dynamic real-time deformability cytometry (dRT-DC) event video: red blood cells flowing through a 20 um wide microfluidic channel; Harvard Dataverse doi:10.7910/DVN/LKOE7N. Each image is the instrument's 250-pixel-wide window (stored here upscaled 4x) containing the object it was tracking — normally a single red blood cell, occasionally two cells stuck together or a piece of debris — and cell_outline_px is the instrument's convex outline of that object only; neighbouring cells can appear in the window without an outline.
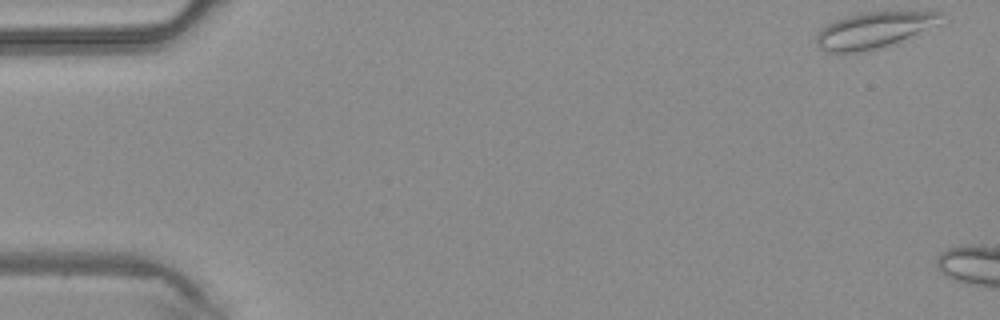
{"species": "common noctule bat (a hibernating species)", "species_latin": "Nyctalus noctula", "temperature_condition": "warm", "stored_images_in_passage": 4, "camera_frame_rate_fps": 3000, "um_per_image_px": 0.085, "animal": {"sex": "male", "body_mass_g": 20.4}, "frame": {"image": 1, "passage_image": 1, "time_ms": 0.0, "image_size_px": [1000, 320], "cell_outline_px": [[940, 12], [924, 28], [896, 44], [856, 52], [824, 52], [816, 44], [816, 36], [820, 28], [836, 20], [860, 12]], "centroid_in_image_um": [74.03, 2.59], "position_along_channel_um": 11.0, "area_um2": 24.85}}